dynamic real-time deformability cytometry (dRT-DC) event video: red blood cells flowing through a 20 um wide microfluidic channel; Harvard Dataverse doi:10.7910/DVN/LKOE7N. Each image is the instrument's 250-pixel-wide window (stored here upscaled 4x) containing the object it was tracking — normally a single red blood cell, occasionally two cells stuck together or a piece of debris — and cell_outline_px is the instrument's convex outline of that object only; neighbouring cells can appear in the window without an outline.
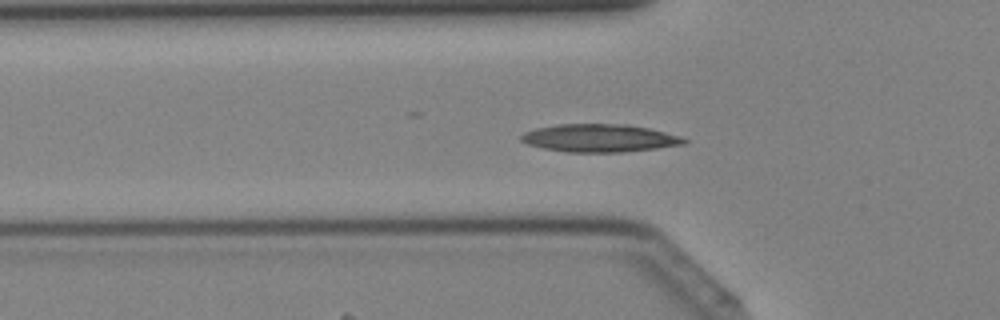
{"species": "Egyptian fruit bat (a non-hibernating species)", "species_latin": "Rousettus aegyptiacus", "temperature_condition": "cold", "stored_images_in_passage": 16, "camera_frame_rate_fps": 3000, "um_per_image_px": 0.085, "animal": {"sex": "female"}, "frame": {"image": 1, "passage_image": 5, "time_ms": 1.333, "image_size_px": [1000, 320], "cell_outline_px": [[688, 140], [684, 144], [656, 148], [620, 152], [568, 152], [544, 148], [528, 144], [520, 140], [520, 136], [524, 132], [536, 128], [556, 124], [628, 124], [648, 128], [680, 136]], "centroid_in_image_um": [50.93, 11.73], "position_along_channel_um": 74.9, "area_um2": 26.3}}
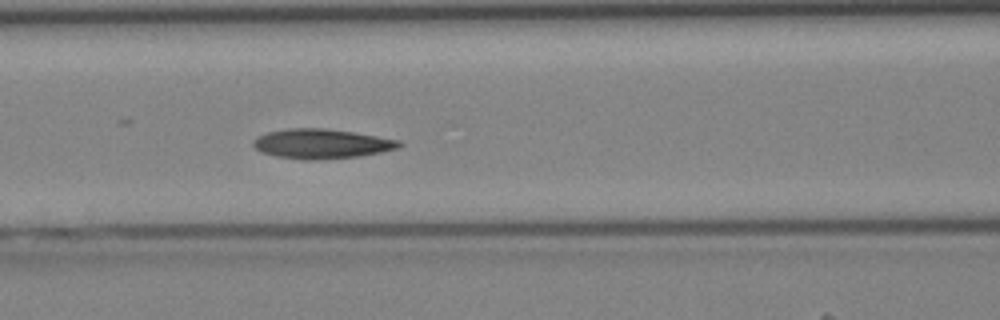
{"frame": {"image": 2, "passage_image": 9, "time_ms": 2.667, "image_size_px": [1000, 320], "cell_outline_px": [[404, 144], [400, 148], [360, 156], [316, 160], [304, 160], [276, 156], [260, 152], [252, 144], [252, 140], [256, 136], [268, 132], [288, 128], [324, 128], [352, 132], [400, 140]], "centroid_in_image_um": [27.32, 12.22], "position_along_channel_um": 139.3, "area_um2": 25.32}}
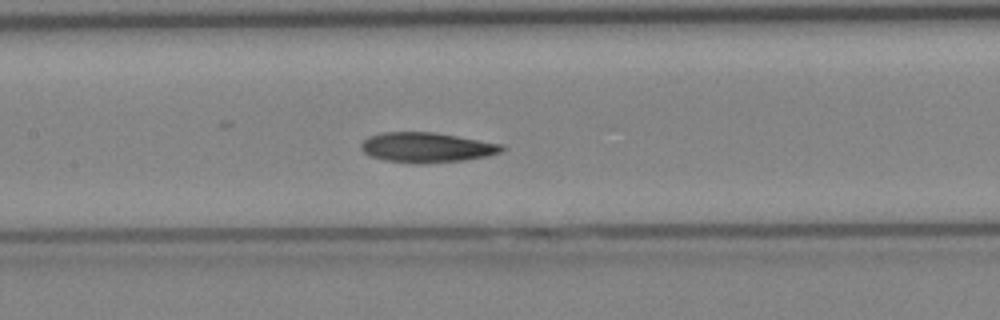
{"frame": {"image": 3, "passage_image": 11, "time_ms": 3.333, "image_size_px": [1000, 320], "cell_outline_px": [[508, 148], [500, 152], [488, 156], [464, 160], [420, 164], [412, 164], [384, 160], [368, 156], [360, 148], [360, 144], [368, 136], [380, 132], [432, 132], [504, 144]], "centroid_in_image_um": [36.25, 12.54], "position_along_channel_um": 171.1, "area_um2": 24.91}}